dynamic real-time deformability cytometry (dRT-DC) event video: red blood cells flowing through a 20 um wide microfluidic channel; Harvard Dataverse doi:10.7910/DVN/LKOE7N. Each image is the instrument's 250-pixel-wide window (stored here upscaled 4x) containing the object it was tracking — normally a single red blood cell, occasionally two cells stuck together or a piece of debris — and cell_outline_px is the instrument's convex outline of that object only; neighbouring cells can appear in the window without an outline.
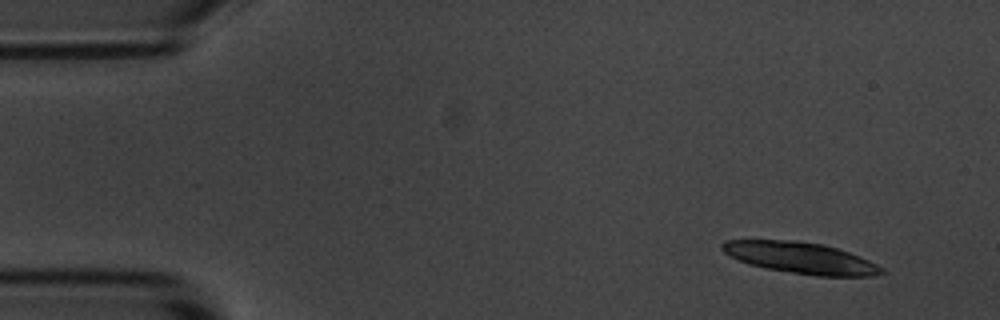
{"species": "common noctule bat (a hibernating species)", "species_latin": "Nyctalus noctula", "temperature_condition": "room temperature", "stored_images_in_passage": 4, "camera_frame_rate_fps": 3000, "um_per_image_px": 0.085, "animal": {"sex": "male", "body_mass_g": 20.1, "forearm_length_mm": 53.5}, "frame": {"image": 1, "passage_image": 1, "time_ms": 0.0, "image_size_px": [1000, 320], "cell_outline_px": [[888, 272], [872, 276], [816, 276], [768, 268], [748, 264], [728, 256], [720, 248], [720, 244], [724, 240], [796, 240], [824, 244], [860, 256], [884, 268]], "centroid_in_image_um": [68.05, 21.91], "position_along_channel_um": 17.0, "area_um2": 29.19}}